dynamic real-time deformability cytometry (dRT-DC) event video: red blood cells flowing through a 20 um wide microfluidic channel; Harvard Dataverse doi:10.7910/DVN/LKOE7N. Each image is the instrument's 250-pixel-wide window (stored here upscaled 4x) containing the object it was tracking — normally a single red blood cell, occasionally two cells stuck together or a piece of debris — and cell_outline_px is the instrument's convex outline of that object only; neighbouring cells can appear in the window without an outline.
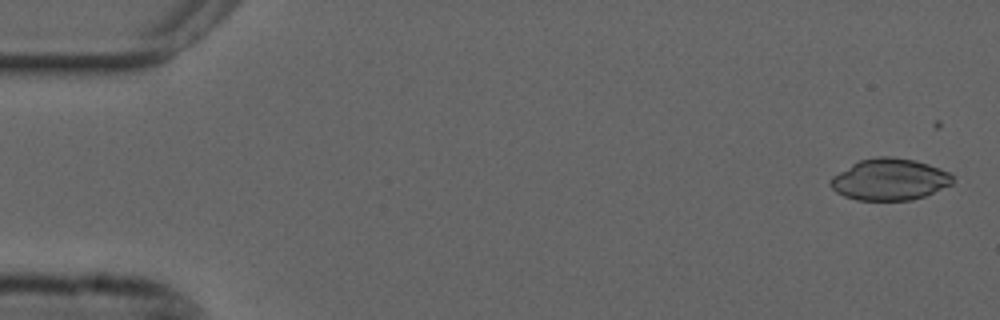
{"species": "common noctule bat (a hibernating species)", "species_latin": "Nyctalus noctula", "temperature_condition": "cold", "stored_images_in_passage": 20, "camera_frame_rate_fps": 3000, "um_per_image_px": 0.085, "animal": {"sex": "male", "forearm_length_mm": 52.5}, "frame": {"image": 1, "passage_image": 2, "time_ms": 0.333, "image_size_px": [1000, 320], "cell_outline_px": [[952, 184], [924, 196], [912, 200], [856, 200], [844, 196], [836, 192], [828, 184], [828, 180], [832, 176], [852, 164], [860, 160], [880, 156], [892, 156], [916, 160], [940, 168], [948, 172], [952, 176]], "centroid_in_image_um": [75.59, 15.25], "position_along_channel_um": 9.4, "area_um2": 29.65}}